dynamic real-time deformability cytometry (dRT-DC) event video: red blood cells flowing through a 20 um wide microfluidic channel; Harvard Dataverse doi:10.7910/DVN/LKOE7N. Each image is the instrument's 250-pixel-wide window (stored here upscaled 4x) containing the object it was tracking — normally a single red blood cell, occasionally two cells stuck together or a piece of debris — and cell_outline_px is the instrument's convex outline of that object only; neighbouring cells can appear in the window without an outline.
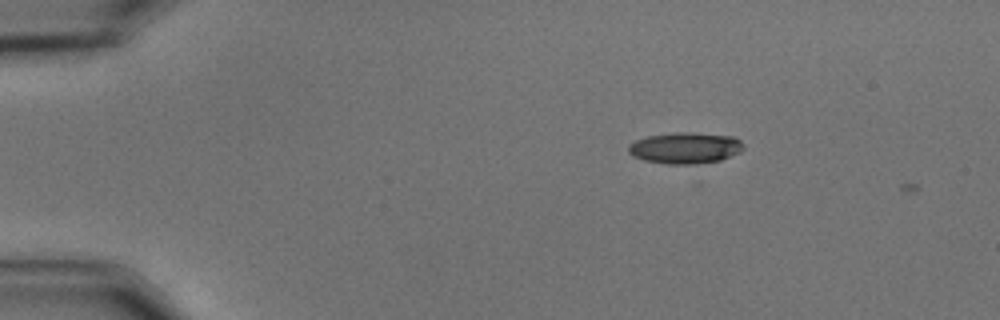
{"species": "common noctule bat (a hibernating species)", "species_latin": "Nyctalus noctula", "temperature_condition": "cold", "stored_images_in_passage": 4, "camera_frame_rate_fps": 3000, "um_per_image_px": 0.085, "animal": {"sex": "male", "body_mass_g": 15.6}, "frame": {"image": 1, "passage_image": 2, "time_ms": 0.333, "image_size_px": [1000, 320], "cell_outline_px": [[744, 148], [740, 152], [720, 160], [696, 164], [668, 164], [644, 160], [632, 156], [628, 152], [628, 144], [636, 140], [648, 136], [676, 132], [692, 132], [732, 136], [740, 140], [744, 144]], "centroid_in_image_um": [58.24, 12.57], "position_along_channel_um": 26.8, "area_um2": 21.04}}